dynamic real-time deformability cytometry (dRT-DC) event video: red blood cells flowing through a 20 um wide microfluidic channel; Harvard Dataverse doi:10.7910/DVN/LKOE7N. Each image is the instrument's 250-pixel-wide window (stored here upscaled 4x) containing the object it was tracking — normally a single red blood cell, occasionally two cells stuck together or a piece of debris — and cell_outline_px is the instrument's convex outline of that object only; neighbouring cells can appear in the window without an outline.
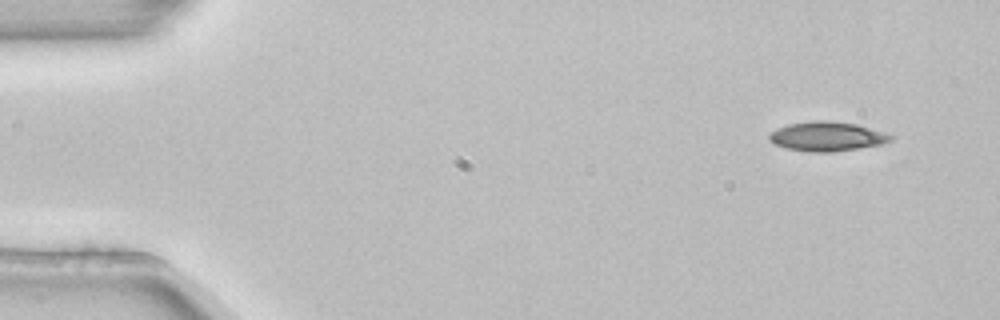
{"species": "common noctule bat (a hibernating species)", "species_latin": "Nyctalus noctula", "temperature_condition": "room temperature", "stored_images_in_passage": 3, "camera_frame_rate_fps": 3000, "um_per_image_px": 0.085, "animal": {"sex": "female", "body_mass_g": 22.7, "forearm_length_mm": 54.2}, "frame": {"image": 1, "passage_image": 1, "time_ms": 0.0, "image_size_px": [1000, 320], "cell_outline_px": [[892, 140], [884, 144], [832, 152], [808, 152], [784, 148], [768, 140], [768, 132], [776, 128], [788, 124], [816, 120], [828, 120], [856, 124], [884, 132], [892, 136]], "centroid_in_image_um": [70.25, 11.6], "position_along_channel_um": 14.8, "area_um2": 20.98}}